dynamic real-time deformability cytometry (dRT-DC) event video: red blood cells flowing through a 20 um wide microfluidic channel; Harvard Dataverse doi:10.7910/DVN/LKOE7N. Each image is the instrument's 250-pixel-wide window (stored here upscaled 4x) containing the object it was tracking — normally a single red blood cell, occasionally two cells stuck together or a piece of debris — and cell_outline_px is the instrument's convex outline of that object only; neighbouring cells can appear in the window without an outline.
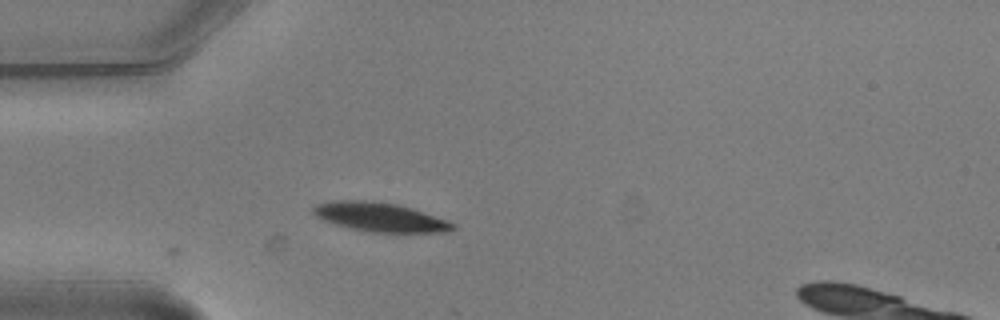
{"species": "common noctule bat (a hibernating species)", "species_latin": "Nyctalus noctula", "temperature_condition": "warm", "stored_images_in_passage": 1, "camera_frame_rate_fps": 3000, "um_per_image_px": 0.085, "animal": {"sex": "male", "body_mass_g": 20.5, "forearm_length_mm": 52.5}, "frame": {"image": 1, "passage_image": 1, "time_ms": 0.0, "image_size_px": [1000, 320], "cell_outline_px": [[456, 228], [448, 232], [372, 232], [352, 228], [336, 224], [324, 220], [316, 216], [312, 212], [312, 208], [316, 204], [332, 200], [372, 200], [396, 204], [412, 208], [448, 220], [456, 224]], "centroid_in_image_um": [32.32, 18.44], "position_along_channel_um": 52.7, "area_um2": 23.64}}